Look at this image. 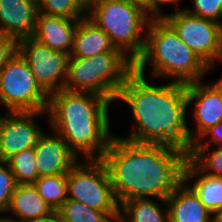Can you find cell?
Instances as JSON below:
<instances>
[{
    "label": "cell",
    "instance_id": "obj_1",
    "mask_svg": "<svg viewBox=\"0 0 222 222\" xmlns=\"http://www.w3.org/2000/svg\"><path fill=\"white\" fill-rule=\"evenodd\" d=\"M121 204L133 198L167 197L183 181L188 153L163 144H138L113 136L101 159Z\"/></svg>",
    "mask_w": 222,
    "mask_h": 222
},
{
    "label": "cell",
    "instance_id": "obj_15",
    "mask_svg": "<svg viewBox=\"0 0 222 222\" xmlns=\"http://www.w3.org/2000/svg\"><path fill=\"white\" fill-rule=\"evenodd\" d=\"M78 21L38 12L32 38L52 50L70 54Z\"/></svg>",
    "mask_w": 222,
    "mask_h": 222
},
{
    "label": "cell",
    "instance_id": "obj_11",
    "mask_svg": "<svg viewBox=\"0 0 222 222\" xmlns=\"http://www.w3.org/2000/svg\"><path fill=\"white\" fill-rule=\"evenodd\" d=\"M187 107L194 103L195 128L188 126L189 151L192 144L210 127L222 121V80L203 83V80L186 84Z\"/></svg>",
    "mask_w": 222,
    "mask_h": 222
},
{
    "label": "cell",
    "instance_id": "obj_30",
    "mask_svg": "<svg viewBox=\"0 0 222 222\" xmlns=\"http://www.w3.org/2000/svg\"><path fill=\"white\" fill-rule=\"evenodd\" d=\"M161 4H176L173 0H151V17L162 18L164 16Z\"/></svg>",
    "mask_w": 222,
    "mask_h": 222
},
{
    "label": "cell",
    "instance_id": "obj_26",
    "mask_svg": "<svg viewBox=\"0 0 222 222\" xmlns=\"http://www.w3.org/2000/svg\"><path fill=\"white\" fill-rule=\"evenodd\" d=\"M191 8H183L187 13L215 21L222 25L221 0H192Z\"/></svg>",
    "mask_w": 222,
    "mask_h": 222
},
{
    "label": "cell",
    "instance_id": "obj_34",
    "mask_svg": "<svg viewBox=\"0 0 222 222\" xmlns=\"http://www.w3.org/2000/svg\"><path fill=\"white\" fill-rule=\"evenodd\" d=\"M0 104H3L6 107L5 102H4L3 98L1 97V95H0ZM10 113H11V111H8L7 113H5V115L4 114L2 116L0 115V122L4 118H6Z\"/></svg>",
    "mask_w": 222,
    "mask_h": 222
},
{
    "label": "cell",
    "instance_id": "obj_14",
    "mask_svg": "<svg viewBox=\"0 0 222 222\" xmlns=\"http://www.w3.org/2000/svg\"><path fill=\"white\" fill-rule=\"evenodd\" d=\"M37 14V0H0V33L17 42L32 37Z\"/></svg>",
    "mask_w": 222,
    "mask_h": 222
},
{
    "label": "cell",
    "instance_id": "obj_4",
    "mask_svg": "<svg viewBox=\"0 0 222 222\" xmlns=\"http://www.w3.org/2000/svg\"><path fill=\"white\" fill-rule=\"evenodd\" d=\"M148 64L152 65L153 77H167L183 84L201 81L211 71L163 18L150 20L144 50L134 63V70L145 76Z\"/></svg>",
    "mask_w": 222,
    "mask_h": 222
},
{
    "label": "cell",
    "instance_id": "obj_28",
    "mask_svg": "<svg viewBox=\"0 0 222 222\" xmlns=\"http://www.w3.org/2000/svg\"><path fill=\"white\" fill-rule=\"evenodd\" d=\"M210 138V141L207 140ZM206 137V139H205ZM222 147V121H220L218 124L215 126L210 127L207 131H205L201 137L196 140L192 146H209L211 145Z\"/></svg>",
    "mask_w": 222,
    "mask_h": 222
},
{
    "label": "cell",
    "instance_id": "obj_17",
    "mask_svg": "<svg viewBox=\"0 0 222 222\" xmlns=\"http://www.w3.org/2000/svg\"><path fill=\"white\" fill-rule=\"evenodd\" d=\"M105 52H122L116 49L105 31L87 16L78 21L69 57L88 58Z\"/></svg>",
    "mask_w": 222,
    "mask_h": 222
},
{
    "label": "cell",
    "instance_id": "obj_18",
    "mask_svg": "<svg viewBox=\"0 0 222 222\" xmlns=\"http://www.w3.org/2000/svg\"><path fill=\"white\" fill-rule=\"evenodd\" d=\"M54 210L38 193L34 184L17 185L12 194L10 205L6 212L16 216L17 222L45 217Z\"/></svg>",
    "mask_w": 222,
    "mask_h": 222
},
{
    "label": "cell",
    "instance_id": "obj_33",
    "mask_svg": "<svg viewBox=\"0 0 222 222\" xmlns=\"http://www.w3.org/2000/svg\"><path fill=\"white\" fill-rule=\"evenodd\" d=\"M212 222H222V208L212 213Z\"/></svg>",
    "mask_w": 222,
    "mask_h": 222
},
{
    "label": "cell",
    "instance_id": "obj_3",
    "mask_svg": "<svg viewBox=\"0 0 222 222\" xmlns=\"http://www.w3.org/2000/svg\"><path fill=\"white\" fill-rule=\"evenodd\" d=\"M111 103L96 93L61 89L49 95L48 122L78 158L102 159L114 136L108 114Z\"/></svg>",
    "mask_w": 222,
    "mask_h": 222
},
{
    "label": "cell",
    "instance_id": "obj_27",
    "mask_svg": "<svg viewBox=\"0 0 222 222\" xmlns=\"http://www.w3.org/2000/svg\"><path fill=\"white\" fill-rule=\"evenodd\" d=\"M16 186V180L8 163L0 161V211H7Z\"/></svg>",
    "mask_w": 222,
    "mask_h": 222
},
{
    "label": "cell",
    "instance_id": "obj_12",
    "mask_svg": "<svg viewBox=\"0 0 222 222\" xmlns=\"http://www.w3.org/2000/svg\"><path fill=\"white\" fill-rule=\"evenodd\" d=\"M47 111L11 112L0 122V161H7L20 151L34 148L44 133L35 118Z\"/></svg>",
    "mask_w": 222,
    "mask_h": 222
},
{
    "label": "cell",
    "instance_id": "obj_24",
    "mask_svg": "<svg viewBox=\"0 0 222 222\" xmlns=\"http://www.w3.org/2000/svg\"><path fill=\"white\" fill-rule=\"evenodd\" d=\"M38 12L80 20L87 16V0H37Z\"/></svg>",
    "mask_w": 222,
    "mask_h": 222
},
{
    "label": "cell",
    "instance_id": "obj_7",
    "mask_svg": "<svg viewBox=\"0 0 222 222\" xmlns=\"http://www.w3.org/2000/svg\"><path fill=\"white\" fill-rule=\"evenodd\" d=\"M80 160L67 174V199L104 212H120L106 164L101 159Z\"/></svg>",
    "mask_w": 222,
    "mask_h": 222
},
{
    "label": "cell",
    "instance_id": "obj_32",
    "mask_svg": "<svg viewBox=\"0 0 222 222\" xmlns=\"http://www.w3.org/2000/svg\"><path fill=\"white\" fill-rule=\"evenodd\" d=\"M145 10L151 16V0H127Z\"/></svg>",
    "mask_w": 222,
    "mask_h": 222
},
{
    "label": "cell",
    "instance_id": "obj_23",
    "mask_svg": "<svg viewBox=\"0 0 222 222\" xmlns=\"http://www.w3.org/2000/svg\"><path fill=\"white\" fill-rule=\"evenodd\" d=\"M191 146L188 160L203 174L222 178V147Z\"/></svg>",
    "mask_w": 222,
    "mask_h": 222
},
{
    "label": "cell",
    "instance_id": "obj_29",
    "mask_svg": "<svg viewBox=\"0 0 222 222\" xmlns=\"http://www.w3.org/2000/svg\"><path fill=\"white\" fill-rule=\"evenodd\" d=\"M17 51V41L0 33V70Z\"/></svg>",
    "mask_w": 222,
    "mask_h": 222
},
{
    "label": "cell",
    "instance_id": "obj_35",
    "mask_svg": "<svg viewBox=\"0 0 222 222\" xmlns=\"http://www.w3.org/2000/svg\"><path fill=\"white\" fill-rule=\"evenodd\" d=\"M0 222H17L16 220H15V218L13 217V218H11V217H4Z\"/></svg>",
    "mask_w": 222,
    "mask_h": 222
},
{
    "label": "cell",
    "instance_id": "obj_16",
    "mask_svg": "<svg viewBox=\"0 0 222 222\" xmlns=\"http://www.w3.org/2000/svg\"><path fill=\"white\" fill-rule=\"evenodd\" d=\"M169 222H212V213L182 181L166 199Z\"/></svg>",
    "mask_w": 222,
    "mask_h": 222
},
{
    "label": "cell",
    "instance_id": "obj_6",
    "mask_svg": "<svg viewBox=\"0 0 222 222\" xmlns=\"http://www.w3.org/2000/svg\"><path fill=\"white\" fill-rule=\"evenodd\" d=\"M133 71L134 62L123 52H105L88 58L69 57L63 89L96 93L113 102Z\"/></svg>",
    "mask_w": 222,
    "mask_h": 222
},
{
    "label": "cell",
    "instance_id": "obj_19",
    "mask_svg": "<svg viewBox=\"0 0 222 222\" xmlns=\"http://www.w3.org/2000/svg\"><path fill=\"white\" fill-rule=\"evenodd\" d=\"M193 177L197 179L191 185L187 181H192ZM183 181L211 213L222 208V178L203 174L187 160L183 171Z\"/></svg>",
    "mask_w": 222,
    "mask_h": 222
},
{
    "label": "cell",
    "instance_id": "obj_2",
    "mask_svg": "<svg viewBox=\"0 0 222 222\" xmlns=\"http://www.w3.org/2000/svg\"><path fill=\"white\" fill-rule=\"evenodd\" d=\"M118 99L130 107L134 121L133 131L121 138L138 144L168 145L189 153L186 84L171 80L160 86L149 84L134 70L120 88Z\"/></svg>",
    "mask_w": 222,
    "mask_h": 222
},
{
    "label": "cell",
    "instance_id": "obj_25",
    "mask_svg": "<svg viewBox=\"0 0 222 222\" xmlns=\"http://www.w3.org/2000/svg\"><path fill=\"white\" fill-rule=\"evenodd\" d=\"M34 148H29L13 155L8 163L17 185L33 184L39 177L36 167Z\"/></svg>",
    "mask_w": 222,
    "mask_h": 222
},
{
    "label": "cell",
    "instance_id": "obj_22",
    "mask_svg": "<svg viewBox=\"0 0 222 222\" xmlns=\"http://www.w3.org/2000/svg\"><path fill=\"white\" fill-rule=\"evenodd\" d=\"M33 184L54 211L67 200V175L41 176Z\"/></svg>",
    "mask_w": 222,
    "mask_h": 222
},
{
    "label": "cell",
    "instance_id": "obj_31",
    "mask_svg": "<svg viewBox=\"0 0 222 222\" xmlns=\"http://www.w3.org/2000/svg\"><path fill=\"white\" fill-rule=\"evenodd\" d=\"M21 222H60V217L57 211H53L51 214L45 217L30 219Z\"/></svg>",
    "mask_w": 222,
    "mask_h": 222
},
{
    "label": "cell",
    "instance_id": "obj_37",
    "mask_svg": "<svg viewBox=\"0 0 222 222\" xmlns=\"http://www.w3.org/2000/svg\"><path fill=\"white\" fill-rule=\"evenodd\" d=\"M177 5H178V3L177 2H179L180 0H173Z\"/></svg>",
    "mask_w": 222,
    "mask_h": 222
},
{
    "label": "cell",
    "instance_id": "obj_36",
    "mask_svg": "<svg viewBox=\"0 0 222 222\" xmlns=\"http://www.w3.org/2000/svg\"><path fill=\"white\" fill-rule=\"evenodd\" d=\"M0 213H2V214H3V213H5V212H3V211H0ZM3 218H4V217H0V221H1V220H2Z\"/></svg>",
    "mask_w": 222,
    "mask_h": 222
},
{
    "label": "cell",
    "instance_id": "obj_10",
    "mask_svg": "<svg viewBox=\"0 0 222 222\" xmlns=\"http://www.w3.org/2000/svg\"><path fill=\"white\" fill-rule=\"evenodd\" d=\"M17 51L26 60L37 83L48 95L63 89L69 54L52 50L32 37L19 40Z\"/></svg>",
    "mask_w": 222,
    "mask_h": 222
},
{
    "label": "cell",
    "instance_id": "obj_8",
    "mask_svg": "<svg viewBox=\"0 0 222 222\" xmlns=\"http://www.w3.org/2000/svg\"><path fill=\"white\" fill-rule=\"evenodd\" d=\"M0 95L7 111H47L49 95L37 83L30 66L16 51L0 70Z\"/></svg>",
    "mask_w": 222,
    "mask_h": 222
},
{
    "label": "cell",
    "instance_id": "obj_5",
    "mask_svg": "<svg viewBox=\"0 0 222 222\" xmlns=\"http://www.w3.org/2000/svg\"><path fill=\"white\" fill-rule=\"evenodd\" d=\"M87 17L134 63L142 55L152 17L141 7L127 0H87Z\"/></svg>",
    "mask_w": 222,
    "mask_h": 222
},
{
    "label": "cell",
    "instance_id": "obj_9",
    "mask_svg": "<svg viewBox=\"0 0 222 222\" xmlns=\"http://www.w3.org/2000/svg\"><path fill=\"white\" fill-rule=\"evenodd\" d=\"M210 69L222 57V25L178 9L162 17Z\"/></svg>",
    "mask_w": 222,
    "mask_h": 222
},
{
    "label": "cell",
    "instance_id": "obj_13",
    "mask_svg": "<svg viewBox=\"0 0 222 222\" xmlns=\"http://www.w3.org/2000/svg\"><path fill=\"white\" fill-rule=\"evenodd\" d=\"M38 177L67 175L81 160L56 132L43 133L34 147Z\"/></svg>",
    "mask_w": 222,
    "mask_h": 222
},
{
    "label": "cell",
    "instance_id": "obj_21",
    "mask_svg": "<svg viewBox=\"0 0 222 222\" xmlns=\"http://www.w3.org/2000/svg\"><path fill=\"white\" fill-rule=\"evenodd\" d=\"M60 222H118L120 212H104L67 199L57 210Z\"/></svg>",
    "mask_w": 222,
    "mask_h": 222
},
{
    "label": "cell",
    "instance_id": "obj_20",
    "mask_svg": "<svg viewBox=\"0 0 222 222\" xmlns=\"http://www.w3.org/2000/svg\"><path fill=\"white\" fill-rule=\"evenodd\" d=\"M118 222H169L168 206L164 209L152 198H133L120 204Z\"/></svg>",
    "mask_w": 222,
    "mask_h": 222
}]
</instances>
